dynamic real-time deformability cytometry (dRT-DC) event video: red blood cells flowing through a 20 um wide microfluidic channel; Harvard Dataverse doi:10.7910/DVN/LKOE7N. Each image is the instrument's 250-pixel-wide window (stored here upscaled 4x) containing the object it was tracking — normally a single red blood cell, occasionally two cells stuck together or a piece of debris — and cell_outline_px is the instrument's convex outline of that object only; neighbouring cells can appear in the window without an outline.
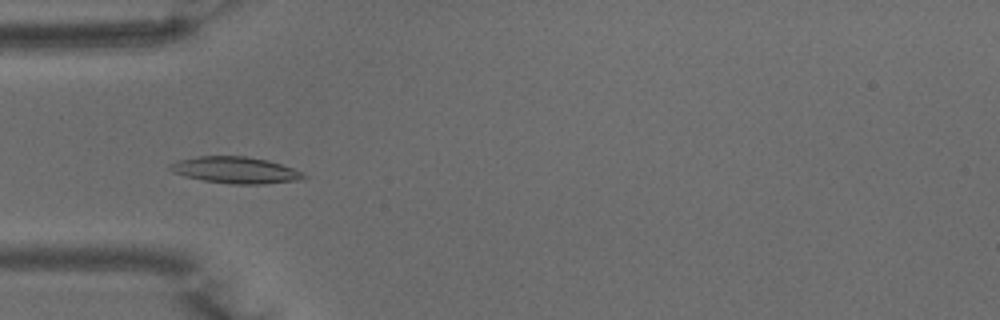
{"species": "common noctule bat (a hibernating species)", "species_latin": "Nyctalus noctula", "temperature_condition": "warm", "stored_images_in_passage": 51, "camera_frame_rate_fps": 3000, "um_per_image_px": 0.085, "animal": {"sex": "male", "body_mass_g": 15.6}, "frame": {"image": 1, "passage_image": 16, "time_ms": 5.0, "image_size_px": [1000, 320], "cell_outline_px": [[308, 176], [304, 180], [264, 184], [232, 184], [204, 180], [184, 176], [172, 172], [168, 168], [168, 164], [176, 160], [196, 156], [244, 156], [268, 160], [304, 172]], "centroid_in_image_um": [20.02, 14.46], "position_along_channel_um": 65.0, "area_um2": 20.92}}
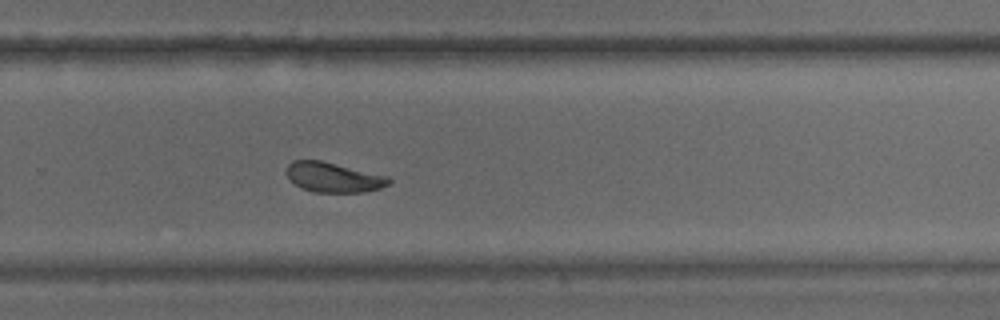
{"frame": {"image": 2, "passage_image": 34, "time_ms": 11.0, "image_size_px": [1000, 320], "cell_outline_px": [[392, 180], [388, 184], [380, 188], [364, 192], [312, 192], [300, 188], [292, 184], [288, 180], [284, 172], [288, 164], [292, 160], [320, 160], [388, 176]], "centroid_in_image_um": [28.26, 15.07], "position_along_channel_um": 301.5, "area_um2": 18.09}}
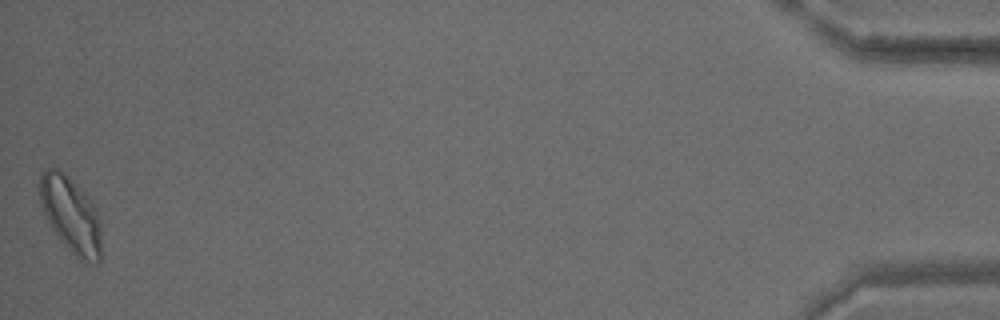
{"frame": {"image": 3, "passage_image": 51, "time_ms": 16.667, "image_size_px": [1000, 320], "cell_outline_px": [[100, 260], [96, 264], [84, 260], [76, 256], [64, 244], [52, 228], [40, 204], [40, 172], [48, 168], [60, 168], [68, 176], [92, 204], [100, 220]], "centroid_in_image_um": [6.0, 18.24], "position_along_channel_um": 429.2, "area_um2": 26.53}, "authors_computed_cell_mechanics": {"area_um2": 19.363, "velocity_mm_per_s": 3.9488, "shape_relaxation_time_tau1_ms": 3.2614, "shape_relaxation_time_tau2_ms": 2.3212, "deformation_change_tau1": 0.1258, "deformation_change_tau2": 0.0757}}